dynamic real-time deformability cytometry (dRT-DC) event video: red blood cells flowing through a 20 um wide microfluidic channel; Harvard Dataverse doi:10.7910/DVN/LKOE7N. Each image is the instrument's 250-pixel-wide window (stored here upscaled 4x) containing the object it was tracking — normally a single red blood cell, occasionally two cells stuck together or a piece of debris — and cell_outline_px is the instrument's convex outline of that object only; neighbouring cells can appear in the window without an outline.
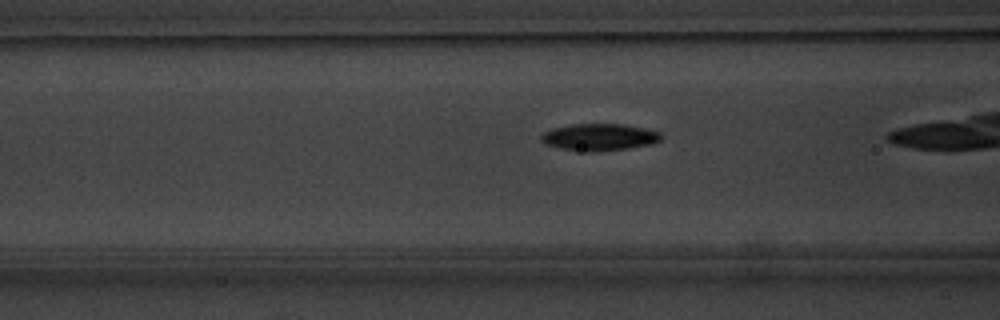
{"species": "common noctule bat (a hibernating species)", "species_latin": "Nyctalus noctula", "temperature_condition": "warm", "stored_images_in_passage": 23, "camera_frame_rate_fps": 3000, "um_per_image_px": 0.085, "animal": {"sex": "male", "body_mass_g": 20.1, "forearm_length_mm": 53.5}, "frame": {"image": 1, "passage_image": 17, "time_ms": 5.333, "image_size_px": [1000, 320], "cell_outline_px": [[664, 136], [660, 140], [652, 144], [628, 148], [596, 152], [588, 152], [556, 148], [544, 144], [540, 140], [540, 136], [544, 132], [552, 128], [572, 124], [624, 124], [644, 128], [660, 132]], "centroid_in_image_um": [50.92, 11.66], "position_along_channel_um": 115.7, "area_um2": 19.13}}